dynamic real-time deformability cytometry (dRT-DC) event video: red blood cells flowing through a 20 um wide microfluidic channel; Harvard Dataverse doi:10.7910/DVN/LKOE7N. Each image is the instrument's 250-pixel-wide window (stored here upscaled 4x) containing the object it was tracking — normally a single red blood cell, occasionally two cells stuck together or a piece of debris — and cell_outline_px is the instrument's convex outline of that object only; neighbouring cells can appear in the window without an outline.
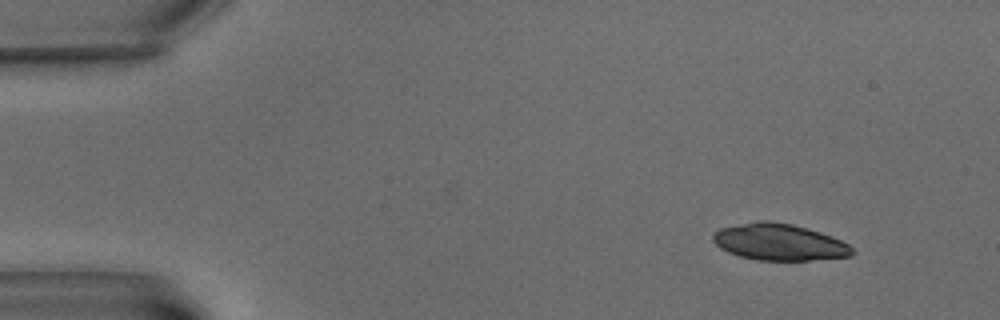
{"species": "common noctule bat (a hibernating species)", "species_latin": "Nyctalus noctula", "temperature_condition": "warm", "stored_images_in_passage": 6, "camera_frame_rate_fps": 3000, "um_per_image_px": 0.085, "animal": {"sex": "male", "body_mass_g": 15.6}, "frame": {"image": 1, "passage_image": 1, "time_ms": 0.0, "image_size_px": [1000, 320], "cell_outline_px": [[856, 252], [852, 256], [808, 260], [756, 260], [740, 256], [728, 252], [720, 248], [712, 240], [712, 232], [720, 228], [756, 220], [768, 220], [792, 224], [820, 232], [832, 236], [848, 244]], "centroid_in_image_um": [66.21, 20.57], "position_along_channel_um": 18.8, "area_um2": 29.82}}